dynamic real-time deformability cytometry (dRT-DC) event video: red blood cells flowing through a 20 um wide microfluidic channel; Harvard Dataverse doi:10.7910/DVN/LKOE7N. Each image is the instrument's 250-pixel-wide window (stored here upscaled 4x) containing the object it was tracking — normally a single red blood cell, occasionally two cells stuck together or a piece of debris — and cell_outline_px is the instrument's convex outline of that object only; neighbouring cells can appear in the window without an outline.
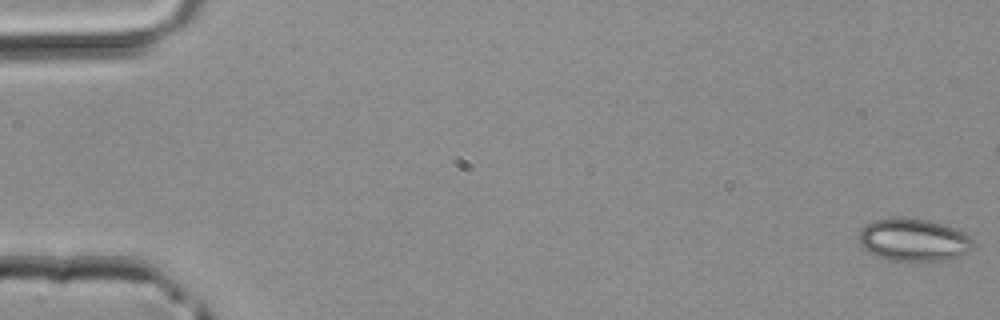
{"species": "common noctule bat (a hibernating species)", "species_latin": "Nyctalus noctula", "temperature_condition": "room temperature", "stored_images_in_passage": 3, "camera_frame_rate_fps": 3000, "um_per_image_px": 0.085, "animal": {"sex": "male", "body_mass_g": 20.4}, "frame": {"image": 1, "passage_image": 1, "time_ms": 0.0, "image_size_px": [1000, 320], "cell_outline_px": [[976, 244], [968, 252], [960, 256], [948, 260], [892, 260], [876, 256], [868, 252], [860, 244], [856, 236], [868, 224], [876, 220], [928, 220], [964, 232]], "centroid_in_image_um": [77.68, 20.44], "position_along_channel_um": 7.3, "area_um2": 27.51}}